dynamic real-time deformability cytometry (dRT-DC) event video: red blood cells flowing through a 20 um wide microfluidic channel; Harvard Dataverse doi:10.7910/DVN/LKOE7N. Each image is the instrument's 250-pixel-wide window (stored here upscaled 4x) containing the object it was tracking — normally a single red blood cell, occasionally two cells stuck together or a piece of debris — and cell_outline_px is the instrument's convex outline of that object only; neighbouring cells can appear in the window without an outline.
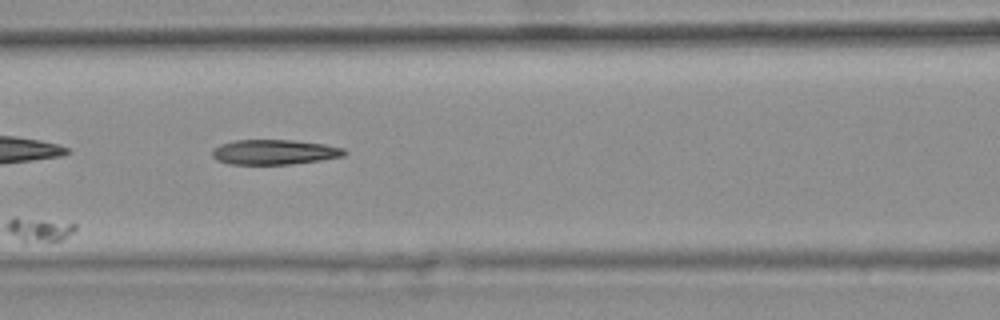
{"species": "common noctule bat (a hibernating species)", "species_latin": "Nyctalus noctula", "temperature_condition": "warm", "stored_images_in_passage": 6, "camera_frame_rate_fps": 3000, "um_per_image_px": 0.085, "animal": {"sex": "female", "body_mass_g": 25.1}, "frame": {"image": 1, "passage_image": 3, "time_ms": 0.667, "image_size_px": [1000, 320], "cell_outline_px": [[348, 152], [344, 156], [320, 160], [292, 164], [228, 164], [216, 160], [212, 156], [212, 148], [220, 144], [236, 140], [292, 140], [324, 144], [344, 148]], "centroid_in_image_um": [23.3, 12.93], "position_along_channel_um": 143.3, "area_um2": 19.31}}